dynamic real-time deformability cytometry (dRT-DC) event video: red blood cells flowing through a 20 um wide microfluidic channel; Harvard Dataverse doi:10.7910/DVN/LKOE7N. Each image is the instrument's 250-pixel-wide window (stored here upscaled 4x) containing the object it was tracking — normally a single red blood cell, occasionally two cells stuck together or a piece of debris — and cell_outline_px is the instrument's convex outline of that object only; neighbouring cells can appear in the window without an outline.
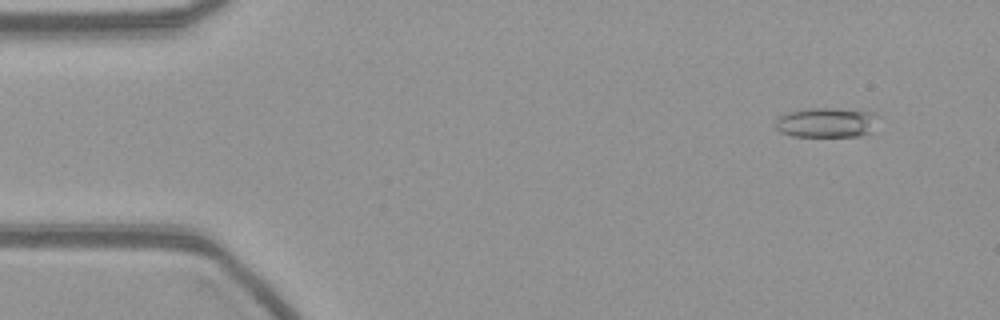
{"species": "common noctule bat (a hibernating species)", "species_latin": "Nyctalus noctula", "temperature_condition": "warm", "stored_images_in_passage": 11, "camera_frame_rate_fps": 3000, "um_per_image_px": 0.085, "animal": {"sex": "female", "body_mass_g": 21.9}, "frame": {"image": 1, "passage_image": 5, "time_ms": 1.333, "image_size_px": [1000, 320], "cell_outline_px": [[872, 132], [860, 136], [792, 136], [780, 132], [776, 128], [776, 116], [784, 112], [804, 108], [836, 108], [872, 112]], "centroid_in_image_um": [70.11, 10.41], "position_along_channel_um": 14.9, "area_um2": 17.74}}